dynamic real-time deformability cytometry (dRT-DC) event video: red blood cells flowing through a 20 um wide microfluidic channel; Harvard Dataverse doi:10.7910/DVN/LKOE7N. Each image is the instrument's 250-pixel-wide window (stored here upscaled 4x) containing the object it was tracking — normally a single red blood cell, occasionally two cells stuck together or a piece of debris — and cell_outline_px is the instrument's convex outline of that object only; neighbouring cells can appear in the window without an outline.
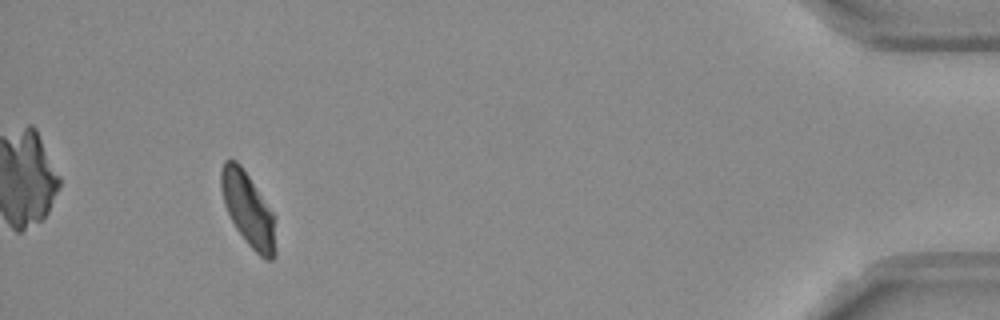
{"species": "Egyptian fruit bat (a non-hibernating species)", "species_latin": "Rousettus aegyptiacus", "temperature_condition": "room temperature", "stored_images_in_passage": 39, "camera_frame_rate_fps": 3000, "um_per_image_px": 0.085, "frame": {"image": 1, "passage_image": 34, "time_ms": 11.0, "image_size_px": [1000, 320], "cell_outline_px": [[276, 256], [272, 260], [264, 260], [248, 244], [236, 228], [224, 204], [220, 188], [220, 172], [224, 160], [236, 160], [240, 164], [272, 212], [276, 252]], "centroid_in_image_um": [21.06, 17.81], "position_along_channel_um": 414.1, "area_um2": 22.95}}